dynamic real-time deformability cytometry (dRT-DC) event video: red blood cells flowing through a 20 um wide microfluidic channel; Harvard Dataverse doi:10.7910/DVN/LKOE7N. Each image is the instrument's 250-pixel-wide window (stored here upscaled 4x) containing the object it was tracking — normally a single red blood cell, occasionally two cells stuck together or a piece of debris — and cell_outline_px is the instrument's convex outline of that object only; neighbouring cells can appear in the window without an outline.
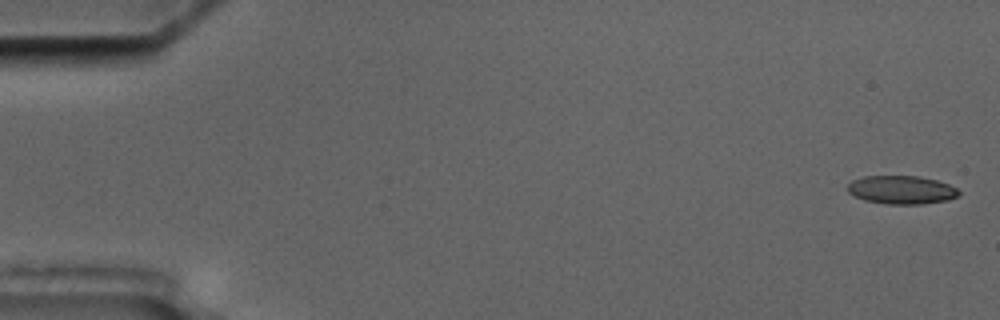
{"species": "common noctule bat (a hibernating species)", "species_latin": "Nyctalus noctula", "temperature_condition": "cold", "stored_images_in_passage": 6, "camera_frame_rate_fps": 3000, "um_per_image_px": 0.085, "animal": {"sex": "male", "body_mass_g": 17.5, "forearm_length_mm": 52.3}, "frame": {"image": 1, "passage_image": 1, "time_ms": 0.0, "image_size_px": [1000, 320], "cell_outline_px": [[960, 192], [956, 196], [948, 200], [920, 204], [888, 204], [864, 200], [852, 196], [848, 192], [848, 184], [852, 180], [864, 176], [916, 176], [936, 180], [948, 184], [956, 188]], "centroid_in_image_um": [76.59, 16.14], "position_along_channel_um": 8.4, "area_um2": 18.32}}
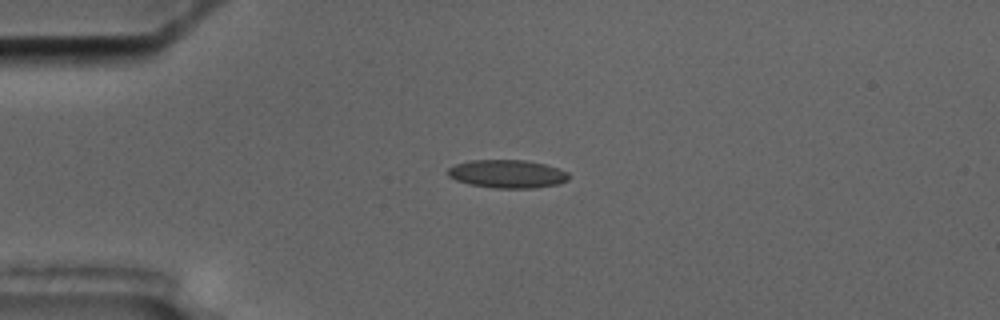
{"frame": {"image": 2, "passage_image": 4, "time_ms": 4.333, "image_size_px": [1000, 320], "cell_outline_px": [[568, 180], [560, 184], [536, 188], [496, 188], [468, 184], [456, 180], [448, 176], [448, 168], [456, 164], [472, 160], [524, 160], [544, 164], [568, 172]], "centroid_in_image_um": [43.12, 14.79], "position_along_channel_um": 41.9, "area_um2": 19.83}}